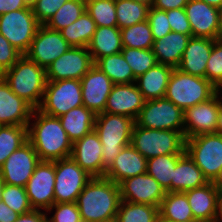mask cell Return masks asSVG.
<instances>
[{"instance_id":"33","label":"cell","mask_w":222,"mask_h":222,"mask_svg":"<svg viewBox=\"0 0 222 222\" xmlns=\"http://www.w3.org/2000/svg\"><path fill=\"white\" fill-rule=\"evenodd\" d=\"M96 29V23L85 11L75 22L60 30V33L70 46L88 47Z\"/></svg>"},{"instance_id":"52","label":"cell","mask_w":222,"mask_h":222,"mask_svg":"<svg viewBox=\"0 0 222 222\" xmlns=\"http://www.w3.org/2000/svg\"><path fill=\"white\" fill-rule=\"evenodd\" d=\"M19 214L0 200V222H16Z\"/></svg>"},{"instance_id":"29","label":"cell","mask_w":222,"mask_h":222,"mask_svg":"<svg viewBox=\"0 0 222 222\" xmlns=\"http://www.w3.org/2000/svg\"><path fill=\"white\" fill-rule=\"evenodd\" d=\"M58 118L69 140L74 143L94 130L96 114L82 105Z\"/></svg>"},{"instance_id":"1","label":"cell","mask_w":222,"mask_h":222,"mask_svg":"<svg viewBox=\"0 0 222 222\" xmlns=\"http://www.w3.org/2000/svg\"><path fill=\"white\" fill-rule=\"evenodd\" d=\"M28 141L41 161L54 162L71 157L73 143L59 118L47 115L39 109H34L29 121Z\"/></svg>"},{"instance_id":"49","label":"cell","mask_w":222,"mask_h":222,"mask_svg":"<svg viewBox=\"0 0 222 222\" xmlns=\"http://www.w3.org/2000/svg\"><path fill=\"white\" fill-rule=\"evenodd\" d=\"M31 0H0V15L10 11L29 8Z\"/></svg>"},{"instance_id":"58","label":"cell","mask_w":222,"mask_h":222,"mask_svg":"<svg viewBox=\"0 0 222 222\" xmlns=\"http://www.w3.org/2000/svg\"><path fill=\"white\" fill-rule=\"evenodd\" d=\"M135 2L147 5L149 7H153L155 0H133Z\"/></svg>"},{"instance_id":"9","label":"cell","mask_w":222,"mask_h":222,"mask_svg":"<svg viewBox=\"0 0 222 222\" xmlns=\"http://www.w3.org/2000/svg\"><path fill=\"white\" fill-rule=\"evenodd\" d=\"M83 105L80 80L64 79L47 81L39 110L47 115L60 117L73 108Z\"/></svg>"},{"instance_id":"53","label":"cell","mask_w":222,"mask_h":222,"mask_svg":"<svg viewBox=\"0 0 222 222\" xmlns=\"http://www.w3.org/2000/svg\"><path fill=\"white\" fill-rule=\"evenodd\" d=\"M215 221L222 222V191H218L217 212Z\"/></svg>"},{"instance_id":"10","label":"cell","mask_w":222,"mask_h":222,"mask_svg":"<svg viewBox=\"0 0 222 222\" xmlns=\"http://www.w3.org/2000/svg\"><path fill=\"white\" fill-rule=\"evenodd\" d=\"M40 25L31 7L0 15V33L23 55L28 51Z\"/></svg>"},{"instance_id":"5","label":"cell","mask_w":222,"mask_h":222,"mask_svg":"<svg viewBox=\"0 0 222 222\" xmlns=\"http://www.w3.org/2000/svg\"><path fill=\"white\" fill-rule=\"evenodd\" d=\"M218 91L219 89L206 78L190 75L174 68L167 85L165 98L185 111L189 107L209 100Z\"/></svg>"},{"instance_id":"51","label":"cell","mask_w":222,"mask_h":222,"mask_svg":"<svg viewBox=\"0 0 222 222\" xmlns=\"http://www.w3.org/2000/svg\"><path fill=\"white\" fill-rule=\"evenodd\" d=\"M189 0H155L153 7L158 10L184 8Z\"/></svg>"},{"instance_id":"14","label":"cell","mask_w":222,"mask_h":222,"mask_svg":"<svg viewBox=\"0 0 222 222\" xmlns=\"http://www.w3.org/2000/svg\"><path fill=\"white\" fill-rule=\"evenodd\" d=\"M40 161L32 144L27 141L15 150L0 167L3 183L25 187Z\"/></svg>"},{"instance_id":"8","label":"cell","mask_w":222,"mask_h":222,"mask_svg":"<svg viewBox=\"0 0 222 222\" xmlns=\"http://www.w3.org/2000/svg\"><path fill=\"white\" fill-rule=\"evenodd\" d=\"M135 124L147 129L180 131L184 135V111L165 97L146 100Z\"/></svg>"},{"instance_id":"4","label":"cell","mask_w":222,"mask_h":222,"mask_svg":"<svg viewBox=\"0 0 222 222\" xmlns=\"http://www.w3.org/2000/svg\"><path fill=\"white\" fill-rule=\"evenodd\" d=\"M135 120L124 115L96 114L94 130L102 144L104 175L114 163L122 148L130 145Z\"/></svg>"},{"instance_id":"22","label":"cell","mask_w":222,"mask_h":222,"mask_svg":"<svg viewBox=\"0 0 222 222\" xmlns=\"http://www.w3.org/2000/svg\"><path fill=\"white\" fill-rule=\"evenodd\" d=\"M34 108L17 96L0 76V126H28Z\"/></svg>"},{"instance_id":"31","label":"cell","mask_w":222,"mask_h":222,"mask_svg":"<svg viewBox=\"0 0 222 222\" xmlns=\"http://www.w3.org/2000/svg\"><path fill=\"white\" fill-rule=\"evenodd\" d=\"M159 215L175 222L196 221L185 192H166L159 207Z\"/></svg>"},{"instance_id":"37","label":"cell","mask_w":222,"mask_h":222,"mask_svg":"<svg viewBox=\"0 0 222 222\" xmlns=\"http://www.w3.org/2000/svg\"><path fill=\"white\" fill-rule=\"evenodd\" d=\"M117 27L123 29L148 19L150 7L133 0H115Z\"/></svg>"},{"instance_id":"48","label":"cell","mask_w":222,"mask_h":222,"mask_svg":"<svg viewBox=\"0 0 222 222\" xmlns=\"http://www.w3.org/2000/svg\"><path fill=\"white\" fill-rule=\"evenodd\" d=\"M166 14L172 32L192 35L190 23L184 8L167 10Z\"/></svg>"},{"instance_id":"46","label":"cell","mask_w":222,"mask_h":222,"mask_svg":"<svg viewBox=\"0 0 222 222\" xmlns=\"http://www.w3.org/2000/svg\"><path fill=\"white\" fill-rule=\"evenodd\" d=\"M147 20L150 24L154 41L171 32L166 11L150 7Z\"/></svg>"},{"instance_id":"17","label":"cell","mask_w":222,"mask_h":222,"mask_svg":"<svg viewBox=\"0 0 222 222\" xmlns=\"http://www.w3.org/2000/svg\"><path fill=\"white\" fill-rule=\"evenodd\" d=\"M121 200L160 207L165 189L147 173L127 178L119 184Z\"/></svg>"},{"instance_id":"35","label":"cell","mask_w":222,"mask_h":222,"mask_svg":"<svg viewBox=\"0 0 222 222\" xmlns=\"http://www.w3.org/2000/svg\"><path fill=\"white\" fill-rule=\"evenodd\" d=\"M28 141V126H0V167L6 159Z\"/></svg>"},{"instance_id":"41","label":"cell","mask_w":222,"mask_h":222,"mask_svg":"<svg viewBox=\"0 0 222 222\" xmlns=\"http://www.w3.org/2000/svg\"><path fill=\"white\" fill-rule=\"evenodd\" d=\"M121 53L131 67L136 78L157 64L152 49L123 47Z\"/></svg>"},{"instance_id":"12","label":"cell","mask_w":222,"mask_h":222,"mask_svg":"<svg viewBox=\"0 0 222 222\" xmlns=\"http://www.w3.org/2000/svg\"><path fill=\"white\" fill-rule=\"evenodd\" d=\"M70 45L62 37L60 31L40 25L28 51L24 54L39 66L47 67L70 49Z\"/></svg>"},{"instance_id":"40","label":"cell","mask_w":222,"mask_h":222,"mask_svg":"<svg viewBox=\"0 0 222 222\" xmlns=\"http://www.w3.org/2000/svg\"><path fill=\"white\" fill-rule=\"evenodd\" d=\"M86 11L97 27L117 26L115 0H94L86 4Z\"/></svg>"},{"instance_id":"50","label":"cell","mask_w":222,"mask_h":222,"mask_svg":"<svg viewBox=\"0 0 222 222\" xmlns=\"http://www.w3.org/2000/svg\"><path fill=\"white\" fill-rule=\"evenodd\" d=\"M48 214L43 210H31L18 216L16 222H47Z\"/></svg>"},{"instance_id":"55","label":"cell","mask_w":222,"mask_h":222,"mask_svg":"<svg viewBox=\"0 0 222 222\" xmlns=\"http://www.w3.org/2000/svg\"><path fill=\"white\" fill-rule=\"evenodd\" d=\"M216 133L222 135V91H221L220 110H219V118H218V124H217V128H216Z\"/></svg>"},{"instance_id":"59","label":"cell","mask_w":222,"mask_h":222,"mask_svg":"<svg viewBox=\"0 0 222 222\" xmlns=\"http://www.w3.org/2000/svg\"><path fill=\"white\" fill-rule=\"evenodd\" d=\"M157 222H175V221H171V220H168V219H164L162 218L160 215L157 219ZM188 222H199V221H188Z\"/></svg>"},{"instance_id":"42","label":"cell","mask_w":222,"mask_h":222,"mask_svg":"<svg viewBox=\"0 0 222 222\" xmlns=\"http://www.w3.org/2000/svg\"><path fill=\"white\" fill-rule=\"evenodd\" d=\"M0 200L19 215L33 210L25 187L22 186L3 184L0 191Z\"/></svg>"},{"instance_id":"20","label":"cell","mask_w":222,"mask_h":222,"mask_svg":"<svg viewBox=\"0 0 222 222\" xmlns=\"http://www.w3.org/2000/svg\"><path fill=\"white\" fill-rule=\"evenodd\" d=\"M102 154V144L95 130L72 144L71 158L92 177H104Z\"/></svg>"},{"instance_id":"16","label":"cell","mask_w":222,"mask_h":222,"mask_svg":"<svg viewBox=\"0 0 222 222\" xmlns=\"http://www.w3.org/2000/svg\"><path fill=\"white\" fill-rule=\"evenodd\" d=\"M54 187L55 161H40L25 185L32 208L47 211L55 203Z\"/></svg>"},{"instance_id":"36","label":"cell","mask_w":222,"mask_h":222,"mask_svg":"<svg viewBox=\"0 0 222 222\" xmlns=\"http://www.w3.org/2000/svg\"><path fill=\"white\" fill-rule=\"evenodd\" d=\"M159 208L147 204L121 200L116 215L117 222H157Z\"/></svg>"},{"instance_id":"28","label":"cell","mask_w":222,"mask_h":222,"mask_svg":"<svg viewBox=\"0 0 222 222\" xmlns=\"http://www.w3.org/2000/svg\"><path fill=\"white\" fill-rule=\"evenodd\" d=\"M208 183L200 168L185 153L177 162L171 179V192H185Z\"/></svg>"},{"instance_id":"57","label":"cell","mask_w":222,"mask_h":222,"mask_svg":"<svg viewBox=\"0 0 222 222\" xmlns=\"http://www.w3.org/2000/svg\"><path fill=\"white\" fill-rule=\"evenodd\" d=\"M216 40L222 42V8L220 9L219 29L216 36Z\"/></svg>"},{"instance_id":"62","label":"cell","mask_w":222,"mask_h":222,"mask_svg":"<svg viewBox=\"0 0 222 222\" xmlns=\"http://www.w3.org/2000/svg\"><path fill=\"white\" fill-rule=\"evenodd\" d=\"M3 180H2V178H1V176H0V191H1V189H2V186H3Z\"/></svg>"},{"instance_id":"27","label":"cell","mask_w":222,"mask_h":222,"mask_svg":"<svg viewBox=\"0 0 222 222\" xmlns=\"http://www.w3.org/2000/svg\"><path fill=\"white\" fill-rule=\"evenodd\" d=\"M173 70L174 68L171 66L157 63L153 68L136 78L135 84L145 100L165 97Z\"/></svg>"},{"instance_id":"2","label":"cell","mask_w":222,"mask_h":222,"mask_svg":"<svg viewBox=\"0 0 222 222\" xmlns=\"http://www.w3.org/2000/svg\"><path fill=\"white\" fill-rule=\"evenodd\" d=\"M120 202L119 185L106 177H93L76 201L82 222L116 219Z\"/></svg>"},{"instance_id":"32","label":"cell","mask_w":222,"mask_h":222,"mask_svg":"<svg viewBox=\"0 0 222 222\" xmlns=\"http://www.w3.org/2000/svg\"><path fill=\"white\" fill-rule=\"evenodd\" d=\"M94 65L104 72L114 84L135 83L136 77L121 52L99 58Z\"/></svg>"},{"instance_id":"7","label":"cell","mask_w":222,"mask_h":222,"mask_svg":"<svg viewBox=\"0 0 222 222\" xmlns=\"http://www.w3.org/2000/svg\"><path fill=\"white\" fill-rule=\"evenodd\" d=\"M185 152L212 182L222 168V135L202 134L185 140Z\"/></svg>"},{"instance_id":"19","label":"cell","mask_w":222,"mask_h":222,"mask_svg":"<svg viewBox=\"0 0 222 222\" xmlns=\"http://www.w3.org/2000/svg\"><path fill=\"white\" fill-rule=\"evenodd\" d=\"M192 37H204L216 40L219 29L220 9L201 0H189L185 5Z\"/></svg>"},{"instance_id":"39","label":"cell","mask_w":222,"mask_h":222,"mask_svg":"<svg viewBox=\"0 0 222 222\" xmlns=\"http://www.w3.org/2000/svg\"><path fill=\"white\" fill-rule=\"evenodd\" d=\"M86 11V4L80 0H69L45 24L48 28L60 31L75 22Z\"/></svg>"},{"instance_id":"11","label":"cell","mask_w":222,"mask_h":222,"mask_svg":"<svg viewBox=\"0 0 222 222\" xmlns=\"http://www.w3.org/2000/svg\"><path fill=\"white\" fill-rule=\"evenodd\" d=\"M92 178L71 157L55 161V203L76 202Z\"/></svg>"},{"instance_id":"43","label":"cell","mask_w":222,"mask_h":222,"mask_svg":"<svg viewBox=\"0 0 222 222\" xmlns=\"http://www.w3.org/2000/svg\"><path fill=\"white\" fill-rule=\"evenodd\" d=\"M205 78L217 89H222V42L214 40L205 71Z\"/></svg>"},{"instance_id":"61","label":"cell","mask_w":222,"mask_h":222,"mask_svg":"<svg viewBox=\"0 0 222 222\" xmlns=\"http://www.w3.org/2000/svg\"><path fill=\"white\" fill-rule=\"evenodd\" d=\"M82 3H84V4H87V3H89V2H91V1H94V0H80Z\"/></svg>"},{"instance_id":"44","label":"cell","mask_w":222,"mask_h":222,"mask_svg":"<svg viewBox=\"0 0 222 222\" xmlns=\"http://www.w3.org/2000/svg\"><path fill=\"white\" fill-rule=\"evenodd\" d=\"M53 210L55 213L47 217V222H82L76 202L54 203L46 213Z\"/></svg>"},{"instance_id":"30","label":"cell","mask_w":222,"mask_h":222,"mask_svg":"<svg viewBox=\"0 0 222 222\" xmlns=\"http://www.w3.org/2000/svg\"><path fill=\"white\" fill-rule=\"evenodd\" d=\"M122 49L121 32L117 26L97 27L88 45L94 63L104 56L120 53Z\"/></svg>"},{"instance_id":"54","label":"cell","mask_w":222,"mask_h":222,"mask_svg":"<svg viewBox=\"0 0 222 222\" xmlns=\"http://www.w3.org/2000/svg\"><path fill=\"white\" fill-rule=\"evenodd\" d=\"M211 183L218 191H222V168Z\"/></svg>"},{"instance_id":"23","label":"cell","mask_w":222,"mask_h":222,"mask_svg":"<svg viewBox=\"0 0 222 222\" xmlns=\"http://www.w3.org/2000/svg\"><path fill=\"white\" fill-rule=\"evenodd\" d=\"M147 172V159L142 156L131 144L122 148L114 163L106 171L104 177L116 184L123 180Z\"/></svg>"},{"instance_id":"24","label":"cell","mask_w":222,"mask_h":222,"mask_svg":"<svg viewBox=\"0 0 222 222\" xmlns=\"http://www.w3.org/2000/svg\"><path fill=\"white\" fill-rule=\"evenodd\" d=\"M214 40L204 37H191L182 55L177 69L180 71L205 78L208 59Z\"/></svg>"},{"instance_id":"34","label":"cell","mask_w":222,"mask_h":222,"mask_svg":"<svg viewBox=\"0 0 222 222\" xmlns=\"http://www.w3.org/2000/svg\"><path fill=\"white\" fill-rule=\"evenodd\" d=\"M184 154H167L147 159V174L157 180L165 189L171 192V179L178 160Z\"/></svg>"},{"instance_id":"3","label":"cell","mask_w":222,"mask_h":222,"mask_svg":"<svg viewBox=\"0 0 222 222\" xmlns=\"http://www.w3.org/2000/svg\"><path fill=\"white\" fill-rule=\"evenodd\" d=\"M1 76L17 96L28 102L34 109L39 108L47 83L45 68L22 55Z\"/></svg>"},{"instance_id":"21","label":"cell","mask_w":222,"mask_h":222,"mask_svg":"<svg viewBox=\"0 0 222 222\" xmlns=\"http://www.w3.org/2000/svg\"><path fill=\"white\" fill-rule=\"evenodd\" d=\"M145 101L135 83L114 84L107 98L104 112L124 115L136 120Z\"/></svg>"},{"instance_id":"56","label":"cell","mask_w":222,"mask_h":222,"mask_svg":"<svg viewBox=\"0 0 222 222\" xmlns=\"http://www.w3.org/2000/svg\"><path fill=\"white\" fill-rule=\"evenodd\" d=\"M207 3L208 5L214 6L218 9L222 8V0H201Z\"/></svg>"},{"instance_id":"60","label":"cell","mask_w":222,"mask_h":222,"mask_svg":"<svg viewBox=\"0 0 222 222\" xmlns=\"http://www.w3.org/2000/svg\"><path fill=\"white\" fill-rule=\"evenodd\" d=\"M98 222H117L116 219H111V220H104V221H98Z\"/></svg>"},{"instance_id":"18","label":"cell","mask_w":222,"mask_h":222,"mask_svg":"<svg viewBox=\"0 0 222 222\" xmlns=\"http://www.w3.org/2000/svg\"><path fill=\"white\" fill-rule=\"evenodd\" d=\"M82 86L83 105L95 114L104 112L107 98L114 83L94 65L80 80Z\"/></svg>"},{"instance_id":"47","label":"cell","mask_w":222,"mask_h":222,"mask_svg":"<svg viewBox=\"0 0 222 222\" xmlns=\"http://www.w3.org/2000/svg\"><path fill=\"white\" fill-rule=\"evenodd\" d=\"M19 52L11 43L0 33V76L10 69L21 57Z\"/></svg>"},{"instance_id":"6","label":"cell","mask_w":222,"mask_h":222,"mask_svg":"<svg viewBox=\"0 0 222 222\" xmlns=\"http://www.w3.org/2000/svg\"><path fill=\"white\" fill-rule=\"evenodd\" d=\"M185 137L180 131L147 129L134 124L131 145L146 159L167 154H185Z\"/></svg>"},{"instance_id":"15","label":"cell","mask_w":222,"mask_h":222,"mask_svg":"<svg viewBox=\"0 0 222 222\" xmlns=\"http://www.w3.org/2000/svg\"><path fill=\"white\" fill-rule=\"evenodd\" d=\"M220 92L219 90L209 100L189 107L184 111L185 139L202 134L216 133L220 110Z\"/></svg>"},{"instance_id":"25","label":"cell","mask_w":222,"mask_h":222,"mask_svg":"<svg viewBox=\"0 0 222 222\" xmlns=\"http://www.w3.org/2000/svg\"><path fill=\"white\" fill-rule=\"evenodd\" d=\"M185 194L196 221L210 222L215 220L218 190L211 182L185 191Z\"/></svg>"},{"instance_id":"26","label":"cell","mask_w":222,"mask_h":222,"mask_svg":"<svg viewBox=\"0 0 222 222\" xmlns=\"http://www.w3.org/2000/svg\"><path fill=\"white\" fill-rule=\"evenodd\" d=\"M192 35L170 32L161 39L155 40L152 51L158 64L177 68Z\"/></svg>"},{"instance_id":"38","label":"cell","mask_w":222,"mask_h":222,"mask_svg":"<svg viewBox=\"0 0 222 222\" xmlns=\"http://www.w3.org/2000/svg\"><path fill=\"white\" fill-rule=\"evenodd\" d=\"M122 46L137 49H152L154 38L148 20L120 29Z\"/></svg>"},{"instance_id":"13","label":"cell","mask_w":222,"mask_h":222,"mask_svg":"<svg viewBox=\"0 0 222 222\" xmlns=\"http://www.w3.org/2000/svg\"><path fill=\"white\" fill-rule=\"evenodd\" d=\"M94 66L88 47H70V49L52 62L46 69L47 81L64 79L81 80Z\"/></svg>"},{"instance_id":"45","label":"cell","mask_w":222,"mask_h":222,"mask_svg":"<svg viewBox=\"0 0 222 222\" xmlns=\"http://www.w3.org/2000/svg\"><path fill=\"white\" fill-rule=\"evenodd\" d=\"M69 0H31L30 6L36 20L45 25L49 19Z\"/></svg>"}]
</instances>
